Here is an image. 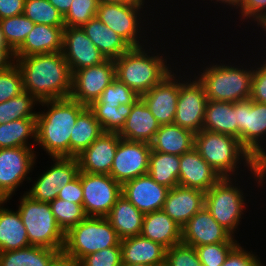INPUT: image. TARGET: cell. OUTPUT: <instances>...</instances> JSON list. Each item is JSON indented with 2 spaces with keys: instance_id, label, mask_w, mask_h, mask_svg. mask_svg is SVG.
I'll return each instance as SVG.
<instances>
[{
  "instance_id": "6da1fadb",
  "label": "cell",
  "mask_w": 266,
  "mask_h": 266,
  "mask_svg": "<svg viewBox=\"0 0 266 266\" xmlns=\"http://www.w3.org/2000/svg\"><path fill=\"white\" fill-rule=\"evenodd\" d=\"M14 59L22 73L24 91L38 102L70 97L72 74L62 51Z\"/></svg>"
},
{
  "instance_id": "7a4b0ae2",
  "label": "cell",
  "mask_w": 266,
  "mask_h": 266,
  "mask_svg": "<svg viewBox=\"0 0 266 266\" xmlns=\"http://www.w3.org/2000/svg\"><path fill=\"white\" fill-rule=\"evenodd\" d=\"M47 112L36 115V143L52 157H70V135L77 117L88 107L71 97L44 100ZM50 106V107H49Z\"/></svg>"
},
{
  "instance_id": "3957f363",
  "label": "cell",
  "mask_w": 266,
  "mask_h": 266,
  "mask_svg": "<svg viewBox=\"0 0 266 266\" xmlns=\"http://www.w3.org/2000/svg\"><path fill=\"white\" fill-rule=\"evenodd\" d=\"M194 148L221 177H232L241 158L255 175L254 179L258 178L259 185L266 179V165L259 164L232 135L202 129L195 134Z\"/></svg>"
},
{
  "instance_id": "277c9868",
  "label": "cell",
  "mask_w": 266,
  "mask_h": 266,
  "mask_svg": "<svg viewBox=\"0 0 266 266\" xmlns=\"http://www.w3.org/2000/svg\"><path fill=\"white\" fill-rule=\"evenodd\" d=\"M147 52L143 46L132 47L114 60L116 79L126 84L139 96L147 93L172 73L164 57L150 56Z\"/></svg>"
},
{
  "instance_id": "5b68a950",
  "label": "cell",
  "mask_w": 266,
  "mask_h": 266,
  "mask_svg": "<svg viewBox=\"0 0 266 266\" xmlns=\"http://www.w3.org/2000/svg\"><path fill=\"white\" fill-rule=\"evenodd\" d=\"M120 242L106 217H86L65 233L62 252L79 262L91 253L120 245Z\"/></svg>"
},
{
  "instance_id": "8992f818",
  "label": "cell",
  "mask_w": 266,
  "mask_h": 266,
  "mask_svg": "<svg viewBox=\"0 0 266 266\" xmlns=\"http://www.w3.org/2000/svg\"><path fill=\"white\" fill-rule=\"evenodd\" d=\"M200 76V77H199ZM197 78L208 100L238 102L250 99L253 70L232 65H210Z\"/></svg>"
},
{
  "instance_id": "52a82bcc",
  "label": "cell",
  "mask_w": 266,
  "mask_h": 266,
  "mask_svg": "<svg viewBox=\"0 0 266 266\" xmlns=\"http://www.w3.org/2000/svg\"><path fill=\"white\" fill-rule=\"evenodd\" d=\"M20 201L18 212L30 245L62 252L65 233L57 224L50 204L35 201L27 194H24Z\"/></svg>"
},
{
  "instance_id": "ba28073f",
  "label": "cell",
  "mask_w": 266,
  "mask_h": 266,
  "mask_svg": "<svg viewBox=\"0 0 266 266\" xmlns=\"http://www.w3.org/2000/svg\"><path fill=\"white\" fill-rule=\"evenodd\" d=\"M232 177H222L205 193V208L232 236L243 214L244 197Z\"/></svg>"
},
{
  "instance_id": "9c48e42d",
  "label": "cell",
  "mask_w": 266,
  "mask_h": 266,
  "mask_svg": "<svg viewBox=\"0 0 266 266\" xmlns=\"http://www.w3.org/2000/svg\"><path fill=\"white\" fill-rule=\"evenodd\" d=\"M236 118L240 143L259 164L266 165V151L259 144L266 135V103L238 101Z\"/></svg>"
},
{
  "instance_id": "30bf717a",
  "label": "cell",
  "mask_w": 266,
  "mask_h": 266,
  "mask_svg": "<svg viewBox=\"0 0 266 266\" xmlns=\"http://www.w3.org/2000/svg\"><path fill=\"white\" fill-rule=\"evenodd\" d=\"M81 184L87 217H107L122 195V185L108 174L81 172Z\"/></svg>"
},
{
  "instance_id": "8fae6325",
  "label": "cell",
  "mask_w": 266,
  "mask_h": 266,
  "mask_svg": "<svg viewBox=\"0 0 266 266\" xmlns=\"http://www.w3.org/2000/svg\"><path fill=\"white\" fill-rule=\"evenodd\" d=\"M115 79V61L111 59L77 70L72 73L70 97L89 106Z\"/></svg>"
},
{
  "instance_id": "7c38bea8",
  "label": "cell",
  "mask_w": 266,
  "mask_h": 266,
  "mask_svg": "<svg viewBox=\"0 0 266 266\" xmlns=\"http://www.w3.org/2000/svg\"><path fill=\"white\" fill-rule=\"evenodd\" d=\"M150 152V143L120 138L110 176L123 185L127 181L147 174Z\"/></svg>"
},
{
  "instance_id": "4fadbf2b",
  "label": "cell",
  "mask_w": 266,
  "mask_h": 266,
  "mask_svg": "<svg viewBox=\"0 0 266 266\" xmlns=\"http://www.w3.org/2000/svg\"><path fill=\"white\" fill-rule=\"evenodd\" d=\"M31 147L0 148V200H9L35 164Z\"/></svg>"
},
{
  "instance_id": "5bb4252c",
  "label": "cell",
  "mask_w": 266,
  "mask_h": 266,
  "mask_svg": "<svg viewBox=\"0 0 266 266\" xmlns=\"http://www.w3.org/2000/svg\"><path fill=\"white\" fill-rule=\"evenodd\" d=\"M183 82L179 81V95L173 123L196 134L203 129L208 98L197 78L192 82Z\"/></svg>"
},
{
  "instance_id": "9a60e30c",
  "label": "cell",
  "mask_w": 266,
  "mask_h": 266,
  "mask_svg": "<svg viewBox=\"0 0 266 266\" xmlns=\"http://www.w3.org/2000/svg\"><path fill=\"white\" fill-rule=\"evenodd\" d=\"M143 3H103L99 2L97 17L118 35L124 38L132 47H141L138 35L139 18L137 15ZM138 18V19H137Z\"/></svg>"
},
{
  "instance_id": "2e32d148",
  "label": "cell",
  "mask_w": 266,
  "mask_h": 266,
  "mask_svg": "<svg viewBox=\"0 0 266 266\" xmlns=\"http://www.w3.org/2000/svg\"><path fill=\"white\" fill-rule=\"evenodd\" d=\"M62 53L71 74L83 68L99 65L106 60L81 27L64 28Z\"/></svg>"
},
{
  "instance_id": "e0dca14e",
  "label": "cell",
  "mask_w": 266,
  "mask_h": 266,
  "mask_svg": "<svg viewBox=\"0 0 266 266\" xmlns=\"http://www.w3.org/2000/svg\"><path fill=\"white\" fill-rule=\"evenodd\" d=\"M182 243L198 247L220 242H237L205 208L197 212L182 228Z\"/></svg>"
},
{
  "instance_id": "ac0fdd59",
  "label": "cell",
  "mask_w": 266,
  "mask_h": 266,
  "mask_svg": "<svg viewBox=\"0 0 266 266\" xmlns=\"http://www.w3.org/2000/svg\"><path fill=\"white\" fill-rule=\"evenodd\" d=\"M169 188L144 174L122 185V195L143 214L162 210Z\"/></svg>"
},
{
  "instance_id": "d6986e66",
  "label": "cell",
  "mask_w": 266,
  "mask_h": 266,
  "mask_svg": "<svg viewBox=\"0 0 266 266\" xmlns=\"http://www.w3.org/2000/svg\"><path fill=\"white\" fill-rule=\"evenodd\" d=\"M174 76V73L168 74L161 82L140 96L160 125L173 124L175 118L179 83Z\"/></svg>"
},
{
  "instance_id": "ffe728a7",
  "label": "cell",
  "mask_w": 266,
  "mask_h": 266,
  "mask_svg": "<svg viewBox=\"0 0 266 266\" xmlns=\"http://www.w3.org/2000/svg\"><path fill=\"white\" fill-rule=\"evenodd\" d=\"M120 138L118 133L102 132L87 149L76 157L80 171L110 175Z\"/></svg>"
},
{
  "instance_id": "44dd1931",
  "label": "cell",
  "mask_w": 266,
  "mask_h": 266,
  "mask_svg": "<svg viewBox=\"0 0 266 266\" xmlns=\"http://www.w3.org/2000/svg\"><path fill=\"white\" fill-rule=\"evenodd\" d=\"M204 206L203 191L177 185L169 189L162 210L182 228Z\"/></svg>"
},
{
  "instance_id": "7402d4cb",
  "label": "cell",
  "mask_w": 266,
  "mask_h": 266,
  "mask_svg": "<svg viewBox=\"0 0 266 266\" xmlns=\"http://www.w3.org/2000/svg\"><path fill=\"white\" fill-rule=\"evenodd\" d=\"M221 178L195 148L180 156L178 185L206 193Z\"/></svg>"
},
{
  "instance_id": "603a6c76",
  "label": "cell",
  "mask_w": 266,
  "mask_h": 266,
  "mask_svg": "<svg viewBox=\"0 0 266 266\" xmlns=\"http://www.w3.org/2000/svg\"><path fill=\"white\" fill-rule=\"evenodd\" d=\"M65 26L35 24L23 44L14 52V57L61 52Z\"/></svg>"
},
{
  "instance_id": "cb8c5ba5",
  "label": "cell",
  "mask_w": 266,
  "mask_h": 266,
  "mask_svg": "<svg viewBox=\"0 0 266 266\" xmlns=\"http://www.w3.org/2000/svg\"><path fill=\"white\" fill-rule=\"evenodd\" d=\"M120 245L124 264L165 265L167 249L142 235L122 239Z\"/></svg>"
},
{
  "instance_id": "d4e9b609",
  "label": "cell",
  "mask_w": 266,
  "mask_h": 266,
  "mask_svg": "<svg viewBox=\"0 0 266 266\" xmlns=\"http://www.w3.org/2000/svg\"><path fill=\"white\" fill-rule=\"evenodd\" d=\"M160 124L139 98L132 106L126 122L118 133L122 139L151 143L159 130Z\"/></svg>"
},
{
  "instance_id": "484cf974",
  "label": "cell",
  "mask_w": 266,
  "mask_h": 266,
  "mask_svg": "<svg viewBox=\"0 0 266 266\" xmlns=\"http://www.w3.org/2000/svg\"><path fill=\"white\" fill-rule=\"evenodd\" d=\"M81 28L106 59L115 60L132 48L124 38L109 29L97 16Z\"/></svg>"
},
{
  "instance_id": "4316f807",
  "label": "cell",
  "mask_w": 266,
  "mask_h": 266,
  "mask_svg": "<svg viewBox=\"0 0 266 266\" xmlns=\"http://www.w3.org/2000/svg\"><path fill=\"white\" fill-rule=\"evenodd\" d=\"M140 235L166 249L182 242V229L163 210L144 214Z\"/></svg>"
},
{
  "instance_id": "83f0119b",
  "label": "cell",
  "mask_w": 266,
  "mask_h": 266,
  "mask_svg": "<svg viewBox=\"0 0 266 266\" xmlns=\"http://www.w3.org/2000/svg\"><path fill=\"white\" fill-rule=\"evenodd\" d=\"M150 144L153 151L181 156L194 148L195 134L174 123L160 125Z\"/></svg>"
},
{
  "instance_id": "f1b7e54d",
  "label": "cell",
  "mask_w": 266,
  "mask_h": 266,
  "mask_svg": "<svg viewBox=\"0 0 266 266\" xmlns=\"http://www.w3.org/2000/svg\"><path fill=\"white\" fill-rule=\"evenodd\" d=\"M143 217L144 214L121 195L106 218L122 240L140 235Z\"/></svg>"
},
{
  "instance_id": "f546056e",
  "label": "cell",
  "mask_w": 266,
  "mask_h": 266,
  "mask_svg": "<svg viewBox=\"0 0 266 266\" xmlns=\"http://www.w3.org/2000/svg\"><path fill=\"white\" fill-rule=\"evenodd\" d=\"M236 121V102L208 100L203 129L238 138V124Z\"/></svg>"
},
{
  "instance_id": "4dcf8cb0",
  "label": "cell",
  "mask_w": 266,
  "mask_h": 266,
  "mask_svg": "<svg viewBox=\"0 0 266 266\" xmlns=\"http://www.w3.org/2000/svg\"><path fill=\"white\" fill-rule=\"evenodd\" d=\"M7 200H0V252L17 250L30 246L26 228L18 210L16 212L1 206Z\"/></svg>"
},
{
  "instance_id": "1f68e13d",
  "label": "cell",
  "mask_w": 266,
  "mask_h": 266,
  "mask_svg": "<svg viewBox=\"0 0 266 266\" xmlns=\"http://www.w3.org/2000/svg\"><path fill=\"white\" fill-rule=\"evenodd\" d=\"M103 130L94 113L87 107L76 120L70 135V157H77L96 140Z\"/></svg>"
},
{
  "instance_id": "d6a6232c",
  "label": "cell",
  "mask_w": 266,
  "mask_h": 266,
  "mask_svg": "<svg viewBox=\"0 0 266 266\" xmlns=\"http://www.w3.org/2000/svg\"><path fill=\"white\" fill-rule=\"evenodd\" d=\"M59 250L38 246L0 252V266H49Z\"/></svg>"
},
{
  "instance_id": "836d02e7",
  "label": "cell",
  "mask_w": 266,
  "mask_h": 266,
  "mask_svg": "<svg viewBox=\"0 0 266 266\" xmlns=\"http://www.w3.org/2000/svg\"><path fill=\"white\" fill-rule=\"evenodd\" d=\"M179 170V155L156 152L151 149L148 174L157 184L164 185L169 189L176 187Z\"/></svg>"
},
{
  "instance_id": "e575fe53",
  "label": "cell",
  "mask_w": 266,
  "mask_h": 266,
  "mask_svg": "<svg viewBox=\"0 0 266 266\" xmlns=\"http://www.w3.org/2000/svg\"><path fill=\"white\" fill-rule=\"evenodd\" d=\"M29 137L36 143V118L0 124V148L30 147Z\"/></svg>"
},
{
  "instance_id": "d590c367",
  "label": "cell",
  "mask_w": 266,
  "mask_h": 266,
  "mask_svg": "<svg viewBox=\"0 0 266 266\" xmlns=\"http://www.w3.org/2000/svg\"><path fill=\"white\" fill-rule=\"evenodd\" d=\"M132 106L133 104H120L118 107L107 104H90L88 108L94 113L103 132L119 133L131 112Z\"/></svg>"
},
{
  "instance_id": "8d00e7d4",
  "label": "cell",
  "mask_w": 266,
  "mask_h": 266,
  "mask_svg": "<svg viewBox=\"0 0 266 266\" xmlns=\"http://www.w3.org/2000/svg\"><path fill=\"white\" fill-rule=\"evenodd\" d=\"M38 101L26 91L0 103V124L19 119L36 118L32 108Z\"/></svg>"
},
{
  "instance_id": "74e56055",
  "label": "cell",
  "mask_w": 266,
  "mask_h": 266,
  "mask_svg": "<svg viewBox=\"0 0 266 266\" xmlns=\"http://www.w3.org/2000/svg\"><path fill=\"white\" fill-rule=\"evenodd\" d=\"M23 14L35 24L64 26V17L48 0H25Z\"/></svg>"
},
{
  "instance_id": "f35d334b",
  "label": "cell",
  "mask_w": 266,
  "mask_h": 266,
  "mask_svg": "<svg viewBox=\"0 0 266 266\" xmlns=\"http://www.w3.org/2000/svg\"><path fill=\"white\" fill-rule=\"evenodd\" d=\"M33 23L24 14L0 20V26L7 45L15 52L33 29Z\"/></svg>"
},
{
  "instance_id": "ab89813d",
  "label": "cell",
  "mask_w": 266,
  "mask_h": 266,
  "mask_svg": "<svg viewBox=\"0 0 266 266\" xmlns=\"http://www.w3.org/2000/svg\"><path fill=\"white\" fill-rule=\"evenodd\" d=\"M49 204L57 224L64 233L87 217L83 205L64 201L59 198H56Z\"/></svg>"
},
{
  "instance_id": "60d3db41",
  "label": "cell",
  "mask_w": 266,
  "mask_h": 266,
  "mask_svg": "<svg viewBox=\"0 0 266 266\" xmlns=\"http://www.w3.org/2000/svg\"><path fill=\"white\" fill-rule=\"evenodd\" d=\"M140 98L126 84L115 79L109 84L100 95V97L91 104H107L118 107L120 104H134Z\"/></svg>"
},
{
  "instance_id": "b9f144b4",
  "label": "cell",
  "mask_w": 266,
  "mask_h": 266,
  "mask_svg": "<svg viewBox=\"0 0 266 266\" xmlns=\"http://www.w3.org/2000/svg\"><path fill=\"white\" fill-rule=\"evenodd\" d=\"M99 0H73L64 16L65 27H82L90 19L96 17Z\"/></svg>"
},
{
  "instance_id": "7bdbcfd3",
  "label": "cell",
  "mask_w": 266,
  "mask_h": 266,
  "mask_svg": "<svg viewBox=\"0 0 266 266\" xmlns=\"http://www.w3.org/2000/svg\"><path fill=\"white\" fill-rule=\"evenodd\" d=\"M237 242H220L195 247L202 266H221Z\"/></svg>"
},
{
  "instance_id": "ee69618b",
  "label": "cell",
  "mask_w": 266,
  "mask_h": 266,
  "mask_svg": "<svg viewBox=\"0 0 266 266\" xmlns=\"http://www.w3.org/2000/svg\"><path fill=\"white\" fill-rule=\"evenodd\" d=\"M52 165V183L62 189L79 174V162L76 157H55Z\"/></svg>"
},
{
  "instance_id": "f6af8a7d",
  "label": "cell",
  "mask_w": 266,
  "mask_h": 266,
  "mask_svg": "<svg viewBox=\"0 0 266 266\" xmlns=\"http://www.w3.org/2000/svg\"><path fill=\"white\" fill-rule=\"evenodd\" d=\"M23 91L22 73L16 63L0 71V103L14 98Z\"/></svg>"
},
{
  "instance_id": "bcb514c9",
  "label": "cell",
  "mask_w": 266,
  "mask_h": 266,
  "mask_svg": "<svg viewBox=\"0 0 266 266\" xmlns=\"http://www.w3.org/2000/svg\"><path fill=\"white\" fill-rule=\"evenodd\" d=\"M165 266H202L196 249L179 243L166 250Z\"/></svg>"
},
{
  "instance_id": "7dc6e473",
  "label": "cell",
  "mask_w": 266,
  "mask_h": 266,
  "mask_svg": "<svg viewBox=\"0 0 266 266\" xmlns=\"http://www.w3.org/2000/svg\"><path fill=\"white\" fill-rule=\"evenodd\" d=\"M49 169L41 174L30 191L25 193L35 201L50 203L57 198L60 192V189L55 188L52 183V166Z\"/></svg>"
},
{
  "instance_id": "c3c4849f",
  "label": "cell",
  "mask_w": 266,
  "mask_h": 266,
  "mask_svg": "<svg viewBox=\"0 0 266 266\" xmlns=\"http://www.w3.org/2000/svg\"><path fill=\"white\" fill-rule=\"evenodd\" d=\"M121 245L91 253L79 261V266H121Z\"/></svg>"
},
{
  "instance_id": "681fc988",
  "label": "cell",
  "mask_w": 266,
  "mask_h": 266,
  "mask_svg": "<svg viewBox=\"0 0 266 266\" xmlns=\"http://www.w3.org/2000/svg\"><path fill=\"white\" fill-rule=\"evenodd\" d=\"M239 8L243 19L252 17L260 27L266 24V0H242Z\"/></svg>"
},
{
  "instance_id": "f907efd6",
  "label": "cell",
  "mask_w": 266,
  "mask_h": 266,
  "mask_svg": "<svg viewBox=\"0 0 266 266\" xmlns=\"http://www.w3.org/2000/svg\"><path fill=\"white\" fill-rule=\"evenodd\" d=\"M255 254L246 251L239 244L229 253L221 266H263Z\"/></svg>"
},
{
  "instance_id": "816d5d0a",
  "label": "cell",
  "mask_w": 266,
  "mask_h": 266,
  "mask_svg": "<svg viewBox=\"0 0 266 266\" xmlns=\"http://www.w3.org/2000/svg\"><path fill=\"white\" fill-rule=\"evenodd\" d=\"M266 61L253 70L251 96L252 101L266 103Z\"/></svg>"
},
{
  "instance_id": "f5cc1de1",
  "label": "cell",
  "mask_w": 266,
  "mask_h": 266,
  "mask_svg": "<svg viewBox=\"0 0 266 266\" xmlns=\"http://www.w3.org/2000/svg\"><path fill=\"white\" fill-rule=\"evenodd\" d=\"M57 198L71 203L83 205V190L81 184V171L78 176L68 183L64 188L60 189Z\"/></svg>"
},
{
  "instance_id": "db71d44e",
  "label": "cell",
  "mask_w": 266,
  "mask_h": 266,
  "mask_svg": "<svg viewBox=\"0 0 266 266\" xmlns=\"http://www.w3.org/2000/svg\"><path fill=\"white\" fill-rule=\"evenodd\" d=\"M25 0H0V20L22 15Z\"/></svg>"
},
{
  "instance_id": "11a10c76",
  "label": "cell",
  "mask_w": 266,
  "mask_h": 266,
  "mask_svg": "<svg viewBox=\"0 0 266 266\" xmlns=\"http://www.w3.org/2000/svg\"><path fill=\"white\" fill-rule=\"evenodd\" d=\"M14 63V51L9 46H0V71L8 69Z\"/></svg>"
},
{
  "instance_id": "9f6ffc18",
  "label": "cell",
  "mask_w": 266,
  "mask_h": 266,
  "mask_svg": "<svg viewBox=\"0 0 266 266\" xmlns=\"http://www.w3.org/2000/svg\"><path fill=\"white\" fill-rule=\"evenodd\" d=\"M49 266H79V262L74 261L70 256L60 252L49 264Z\"/></svg>"
},
{
  "instance_id": "6f0895ef",
  "label": "cell",
  "mask_w": 266,
  "mask_h": 266,
  "mask_svg": "<svg viewBox=\"0 0 266 266\" xmlns=\"http://www.w3.org/2000/svg\"><path fill=\"white\" fill-rule=\"evenodd\" d=\"M64 17L71 7L73 0H48Z\"/></svg>"
},
{
  "instance_id": "680465c9",
  "label": "cell",
  "mask_w": 266,
  "mask_h": 266,
  "mask_svg": "<svg viewBox=\"0 0 266 266\" xmlns=\"http://www.w3.org/2000/svg\"><path fill=\"white\" fill-rule=\"evenodd\" d=\"M99 2L126 4V3H144V0H99Z\"/></svg>"
},
{
  "instance_id": "91938a15",
  "label": "cell",
  "mask_w": 266,
  "mask_h": 266,
  "mask_svg": "<svg viewBox=\"0 0 266 266\" xmlns=\"http://www.w3.org/2000/svg\"><path fill=\"white\" fill-rule=\"evenodd\" d=\"M212 1V0H211ZM222 2V3H226L228 5H232L233 7L234 6H237L236 8L240 7L241 3H242V0H217V2Z\"/></svg>"
},
{
  "instance_id": "94428289",
  "label": "cell",
  "mask_w": 266,
  "mask_h": 266,
  "mask_svg": "<svg viewBox=\"0 0 266 266\" xmlns=\"http://www.w3.org/2000/svg\"><path fill=\"white\" fill-rule=\"evenodd\" d=\"M0 46H8L0 26Z\"/></svg>"
},
{
  "instance_id": "6125c7cd",
  "label": "cell",
  "mask_w": 266,
  "mask_h": 266,
  "mask_svg": "<svg viewBox=\"0 0 266 266\" xmlns=\"http://www.w3.org/2000/svg\"><path fill=\"white\" fill-rule=\"evenodd\" d=\"M121 266H149V265H146V264H124V263H122Z\"/></svg>"
},
{
  "instance_id": "be15d7a7",
  "label": "cell",
  "mask_w": 266,
  "mask_h": 266,
  "mask_svg": "<svg viewBox=\"0 0 266 266\" xmlns=\"http://www.w3.org/2000/svg\"><path fill=\"white\" fill-rule=\"evenodd\" d=\"M262 28H264V31H266V24Z\"/></svg>"
}]
</instances>
